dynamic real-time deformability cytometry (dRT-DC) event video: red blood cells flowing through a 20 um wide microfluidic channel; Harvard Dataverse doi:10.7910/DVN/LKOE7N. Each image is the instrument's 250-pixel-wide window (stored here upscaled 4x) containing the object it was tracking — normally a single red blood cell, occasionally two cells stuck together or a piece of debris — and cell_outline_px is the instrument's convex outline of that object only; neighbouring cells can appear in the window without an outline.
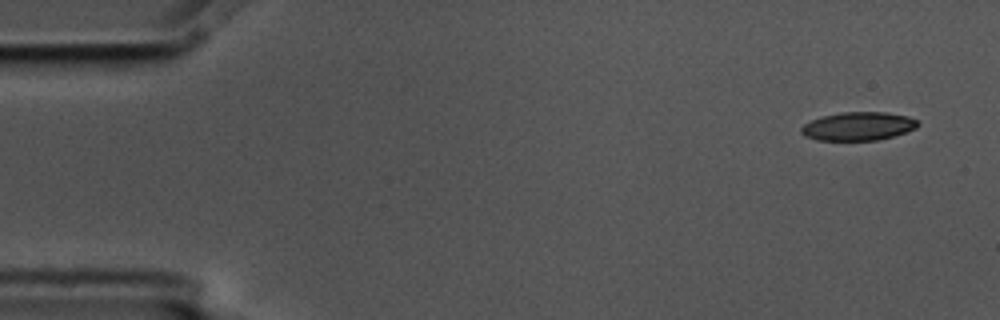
{"species": "common noctule bat (a hibernating species)", "species_latin": "Nyctalus noctula", "temperature_condition": "cold", "stored_images_in_passage": 6, "camera_frame_rate_fps": 3000, "um_per_image_px": 0.085, "animal": {"sex": "male", "body_mass_g": 17.5, "forearm_length_mm": 52.3}, "frame": {"image": 1, "passage_image": 1, "time_ms": 0.0, "image_size_px": [1000, 320], "cell_outline_px": [[920, 124], [916, 128], [892, 136], [876, 140], [816, 140], [804, 136], [800, 132], [800, 128], [804, 124], [820, 116], [840, 112], [884, 112], [908, 116], [916, 120]], "centroid_in_image_um": [72.9, 10.72], "position_along_channel_um": 12.1, "area_um2": 19.31}}
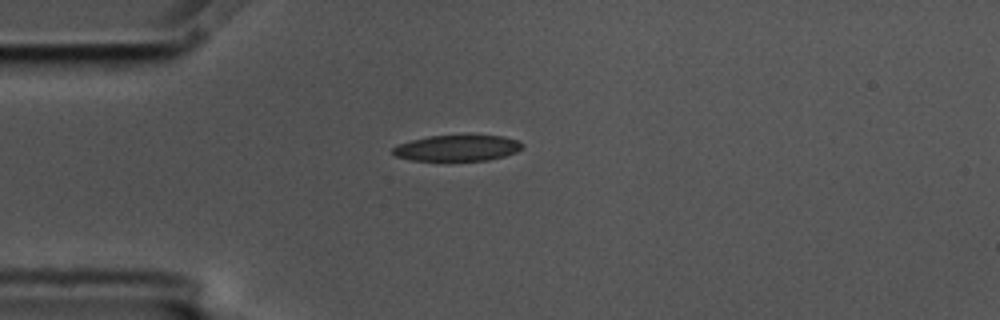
{"frame": {"image": 2, "passage_image": 4, "time_ms": 1.0, "image_size_px": [1000, 320], "cell_outline_px": [[524, 144], [516, 152], [504, 156], [488, 160], [412, 160], [396, 156], [392, 152], [392, 148], [400, 144], [412, 140], [428, 136], [464, 132], [504, 136], [520, 140]], "centroid_in_image_um": [38.93, 12.52], "position_along_channel_um": 46.1, "area_um2": 20.4}}